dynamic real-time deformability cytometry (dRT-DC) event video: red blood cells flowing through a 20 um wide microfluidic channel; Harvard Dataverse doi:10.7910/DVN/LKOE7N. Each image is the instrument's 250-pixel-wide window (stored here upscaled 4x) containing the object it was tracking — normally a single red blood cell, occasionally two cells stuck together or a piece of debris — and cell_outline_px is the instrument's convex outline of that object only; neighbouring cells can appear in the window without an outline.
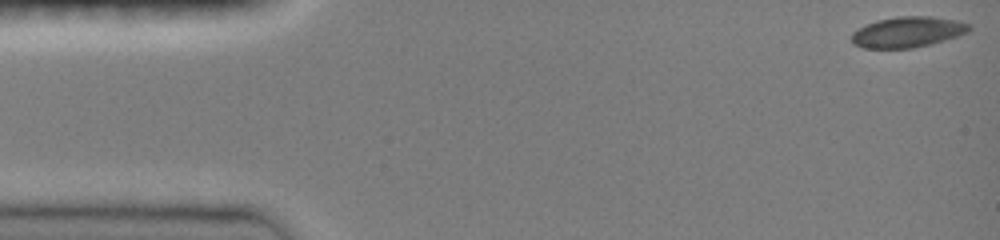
{"species": "common noctule bat (a hibernating species)", "species_latin": "Nyctalus noctula", "temperature_condition": "room temperature", "stored_images_in_passage": 17, "camera_frame_rate_fps": 3000, "um_per_image_px": 0.085, "animal": {"sex": "female", "body_mass_g": 19.0, "forearm_length_mm": 51.5}, "frame": {"image": 1, "passage_image": 1, "time_ms": 0.0, "image_size_px": [1000, 240], "cell_outline_px": [[972, 28], [968, 32], [944, 40], [912, 48], [864, 48], [852, 44], [852, 32], [876, 20], [896, 16], [932, 16], [956, 20], [972, 24]], "centroid_in_image_um": [77.16, 2.71], "position_along_channel_um": 7.8, "area_um2": 20.98}}
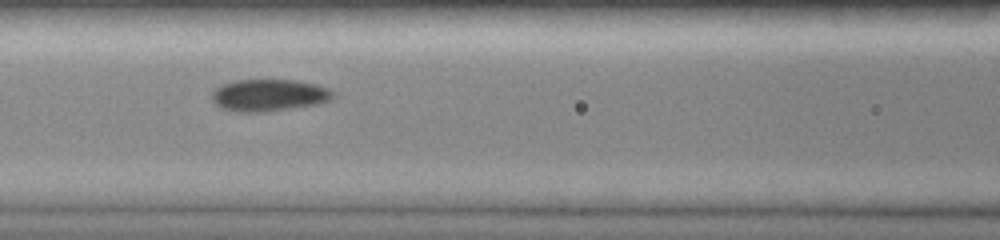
{"frame": {"image": 2, "passage_image": 12, "time_ms": 6.333, "image_size_px": [1000, 240], "cell_outline_px": [[336, 96], [332, 100], [320, 104], [264, 112], [236, 112], [220, 108], [212, 100], [212, 92], [216, 88], [224, 84], [236, 80], [296, 80], [316, 84], [328, 88]], "centroid_in_image_um": [22.89, 8.1], "position_along_channel_um": 143.7, "area_um2": 22.77}}
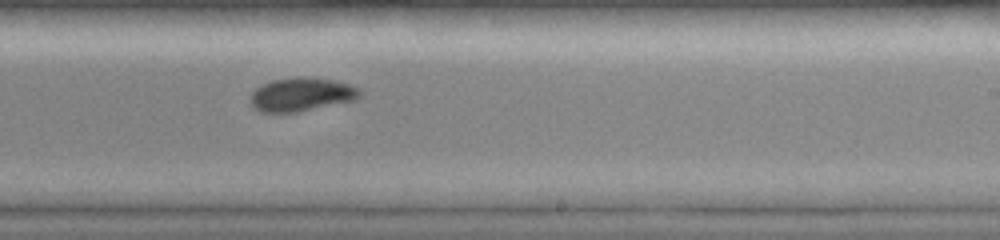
{"frame": {"image": 3, "passage_image": 17, "time_ms": 9.333, "image_size_px": [1000, 240], "cell_outline_px": [[360, 96], [356, 100], [296, 112], [260, 112], [252, 108], [248, 100], [252, 92], [260, 84], [272, 80], [296, 76], [308, 76], [332, 80], [348, 84], [360, 88]], "centroid_in_image_um": [25.57, 8.02], "position_along_channel_um": 263.4, "area_um2": 21.73}}